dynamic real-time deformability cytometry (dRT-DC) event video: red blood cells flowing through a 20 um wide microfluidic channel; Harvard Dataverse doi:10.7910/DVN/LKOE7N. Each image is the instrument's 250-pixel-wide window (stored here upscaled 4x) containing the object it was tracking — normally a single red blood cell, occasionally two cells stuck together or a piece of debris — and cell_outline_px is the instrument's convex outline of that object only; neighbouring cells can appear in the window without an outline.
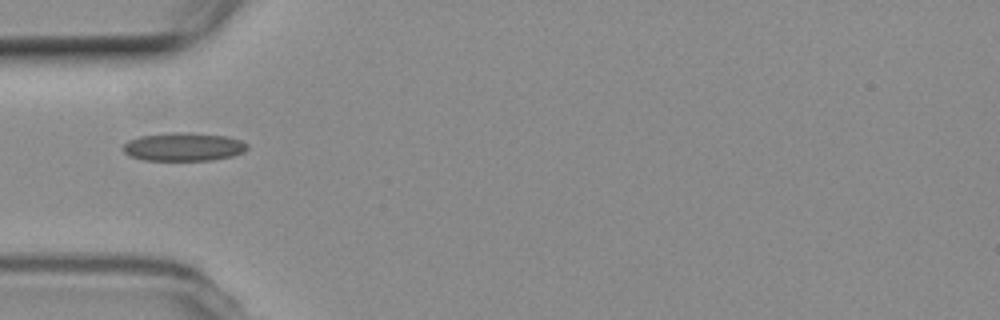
{"species": "common noctule bat (a hibernating species)", "species_latin": "Nyctalus noctula", "temperature_condition": "room temperature", "stored_images_in_passage": 4, "camera_frame_rate_fps": 3000, "um_per_image_px": 0.085, "animal": {"sex": "female", "body_mass_g": 19.3, "forearm_length_mm": 54.1}, "frame": {"image": 1, "passage_image": 1, "time_ms": 0.0, "image_size_px": [1000, 320], "cell_outline_px": [[248, 148], [244, 152], [232, 156], [212, 160], [144, 160], [128, 156], [124, 152], [124, 144], [128, 140], [140, 136], [168, 132], [188, 132], [228, 136], [240, 140], [248, 144]], "centroid_in_image_um": [15.61, 12.47], "position_along_channel_um": 69.4, "area_um2": 20.69}}
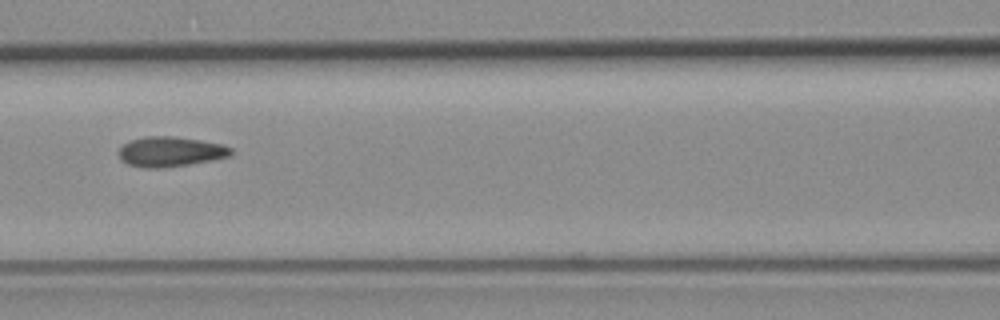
{"frame": {"image": 2, "passage_image": 3, "time_ms": 2.333, "image_size_px": [1000, 320], "cell_outline_px": [[232, 156], [212, 160], [188, 164], [160, 168], [144, 168], [128, 164], [120, 160], [120, 148], [124, 144], [132, 140], [144, 136], [172, 136], [200, 140], [224, 144], [232, 148]], "centroid_in_image_um": [14.52, 12.89], "position_along_channel_um": 152.1, "area_um2": 19.59}}
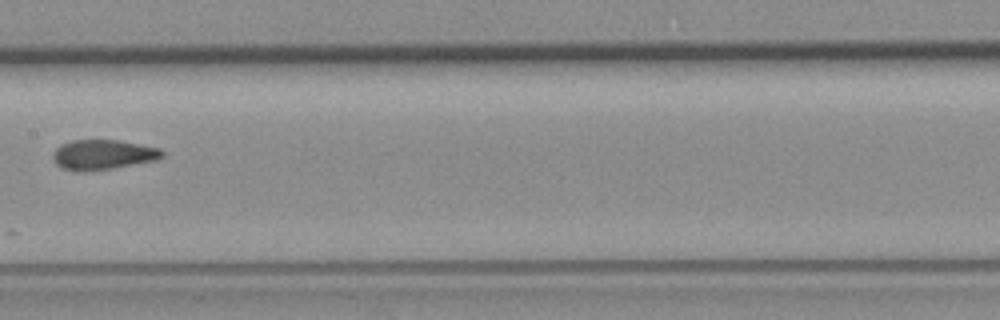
{"frame": {"image": 3, "passage_image": 4, "time_ms": 3.667, "image_size_px": [1000, 320], "cell_outline_px": [[164, 156], [156, 160], [112, 168], [88, 172], [76, 172], [64, 168], [56, 164], [52, 160], [52, 152], [60, 144], [72, 140], [120, 140], [160, 148], [164, 152]], "centroid_in_image_um": [8.72, 13.15], "position_along_channel_um": 198.7, "area_um2": 19.31}}